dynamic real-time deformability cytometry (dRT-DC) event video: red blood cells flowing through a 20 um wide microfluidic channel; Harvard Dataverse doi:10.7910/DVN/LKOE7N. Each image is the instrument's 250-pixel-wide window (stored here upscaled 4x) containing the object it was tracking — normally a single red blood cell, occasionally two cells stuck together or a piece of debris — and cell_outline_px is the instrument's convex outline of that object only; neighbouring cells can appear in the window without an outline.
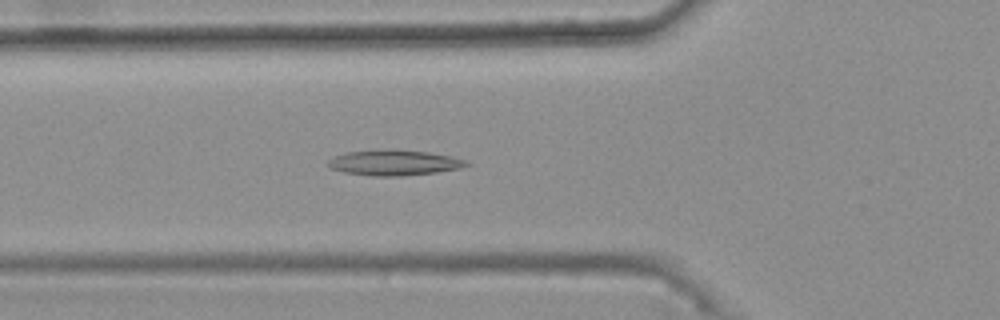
{"species": "common noctule bat (a hibernating species)", "species_latin": "Nyctalus noctula", "temperature_condition": "warm", "stored_images_in_passage": 46, "camera_frame_rate_fps": 3000, "um_per_image_px": 0.085, "animal": {"sex": "female", "body_mass_g": 25.1}, "frame": {"image": 1, "passage_image": 19, "time_ms": 6.0, "image_size_px": [1000, 320], "cell_outline_px": [[472, 164], [460, 168], [436, 172], [400, 176], [372, 176], [344, 172], [332, 168], [328, 164], [328, 160], [336, 156], [348, 152], [380, 148], [396, 148], [428, 152], [468, 160]], "centroid_in_image_um": [33.53, 13.81], "position_along_channel_um": 92.3, "area_um2": 20.75}}
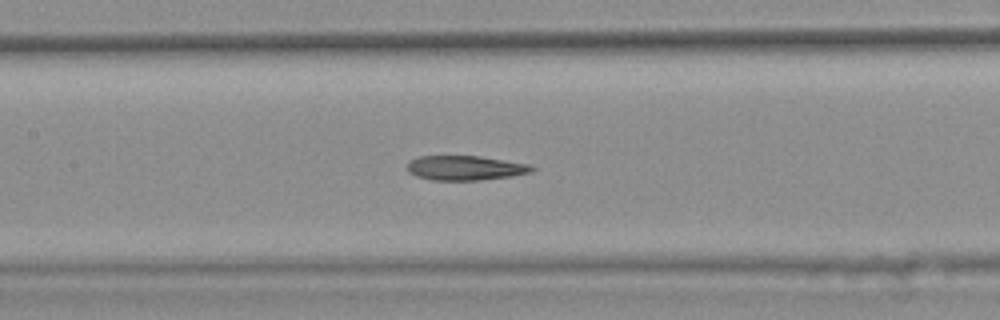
{"frame": {"image": 2, "passage_image": 25, "time_ms": 8.0, "image_size_px": [1000, 320], "cell_outline_px": [[536, 168], [532, 172], [512, 176], [480, 180], [432, 180], [416, 176], [408, 172], [408, 160], [420, 156], [480, 156], [532, 164]], "centroid_in_image_um": [39.58, 14.27], "position_along_channel_um": 167.8, "area_um2": 18.03}}
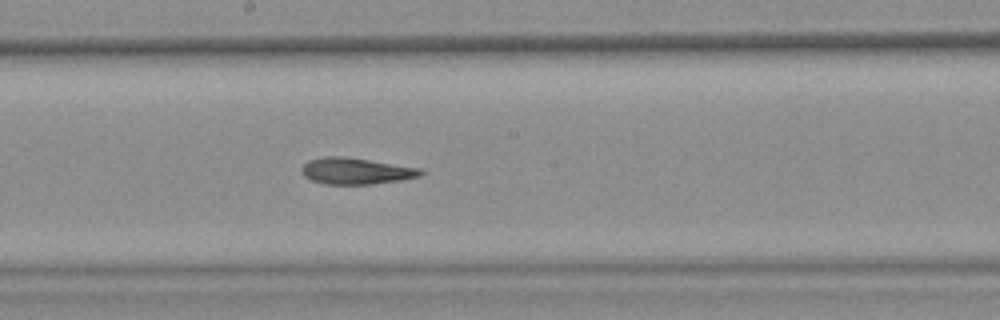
{"frame": {"image": 3, "passage_image": 29, "time_ms": 9.333, "image_size_px": [1000, 320], "cell_outline_px": [[424, 172], [420, 176], [404, 180], [372, 184], [324, 184], [312, 180], [304, 176], [300, 168], [308, 160], [324, 156], [344, 156], [424, 168]], "centroid_in_image_um": [30.3, 14.53], "position_along_channel_um": 217.9, "area_um2": 18.61}, "authors_computed_cell_mechanics": {"area_um2": 19.1318, "velocity_mm_per_s": 3.7676, "shape_relaxation_time_tau1_ms": null, "shape_relaxation_time_tau2_ms": 6.9781, "deformation_change_tau1": null, "deformation_change_tau2": 0.1555}}